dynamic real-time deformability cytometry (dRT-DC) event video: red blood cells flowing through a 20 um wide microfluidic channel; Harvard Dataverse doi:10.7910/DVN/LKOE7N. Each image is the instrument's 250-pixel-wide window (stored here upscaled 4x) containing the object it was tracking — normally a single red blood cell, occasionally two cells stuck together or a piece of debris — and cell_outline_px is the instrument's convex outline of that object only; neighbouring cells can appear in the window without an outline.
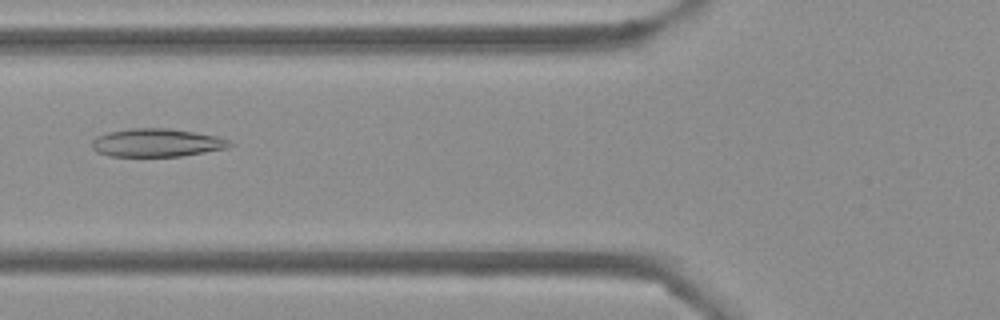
{"species": "Egyptian fruit bat (a non-hibernating species)", "species_latin": "Rousettus aegyptiacus", "temperature_condition": "cold", "stored_images_in_passage": 53, "camera_frame_rate_fps": 3000, "um_per_image_px": 0.085, "frame": {"image": 1, "passage_image": 20, "time_ms": 6.333, "image_size_px": [1000, 320], "cell_outline_px": [[236, 144], [228, 148], [180, 156], [108, 156], [96, 152], [92, 148], [92, 140], [96, 136], [108, 132], [132, 128], [168, 128], [196, 132], [220, 136]], "centroid_in_image_um": [13.35, 12.13], "position_along_channel_um": 112.5, "area_um2": 22.83}}
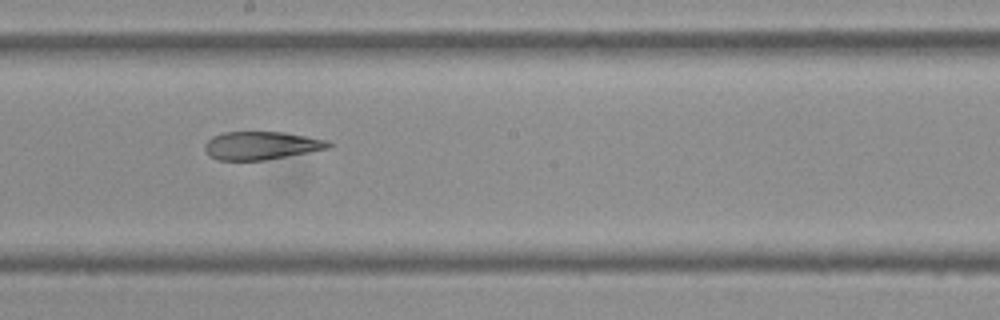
{"frame": {"image": 2, "passage_image": 29, "time_ms": 9.333, "image_size_px": [1000, 320], "cell_outline_px": [[332, 148], [264, 160], [216, 160], [208, 156], [204, 148], [204, 144], [212, 136], [224, 132], [284, 132], [328, 140], [332, 144]], "centroid_in_image_um": [22.2, 12.37], "position_along_channel_um": 226.0, "area_um2": 20.4}}
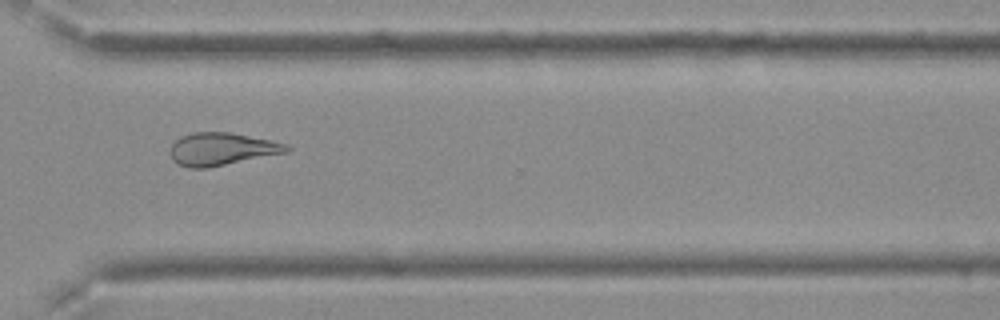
{"frame": {"image": 3, "passage_image": 39, "time_ms": 12.667, "image_size_px": [1000, 320], "cell_outline_px": [[292, 148], [288, 152], [208, 168], [188, 168], [176, 164], [172, 160], [168, 152], [172, 144], [180, 136], [192, 132], [228, 132], [272, 140], [288, 144]], "centroid_in_image_um": [18.82, 12.67], "position_along_channel_um": 351.8, "area_um2": 22.48}, "authors_computed_cell_mechanics": {"area_um2": 23.409, "velocity_mm_per_s": 3.7778, "shape_relaxation_time_tau1_ms": null, "shape_relaxation_time_tau2_ms": 5.7125, "deformation_change_tau1": null, "deformation_change_tau2": 0.1465}}